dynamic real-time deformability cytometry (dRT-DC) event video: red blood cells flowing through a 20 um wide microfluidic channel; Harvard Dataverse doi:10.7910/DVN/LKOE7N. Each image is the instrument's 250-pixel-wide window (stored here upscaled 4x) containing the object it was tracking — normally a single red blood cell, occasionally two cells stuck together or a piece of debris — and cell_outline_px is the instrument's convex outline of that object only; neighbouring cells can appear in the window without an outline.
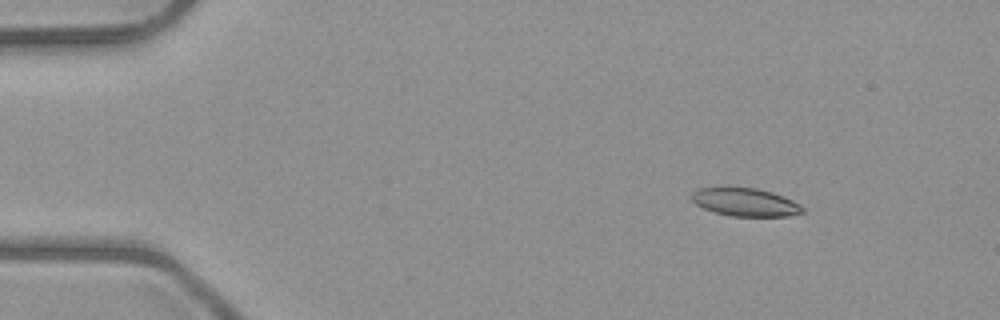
{"species": "common noctule bat (a hibernating species)", "species_latin": "Nyctalus noctula", "temperature_condition": "room temperature", "stored_images_in_passage": 4, "camera_frame_rate_fps": 3000, "um_per_image_px": 0.085, "animal": {"sex": "male", "body_mass_g": 23.1, "forearm_length_mm": 52.7}, "frame": {"image": 1, "passage_image": 1, "time_ms": 0.0, "image_size_px": [1000, 320], "cell_outline_px": [[804, 212], [788, 216], [732, 216], [716, 212], [704, 208], [696, 204], [688, 196], [692, 192], [700, 188], [728, 184], [756, 188], [772, 192], [784, 196], [800, 204], [804, 208]], "centroid_in_image_um": [63.3, 17.13], "position_along_channel_um": 21.7, "area_um2": 18.84}}
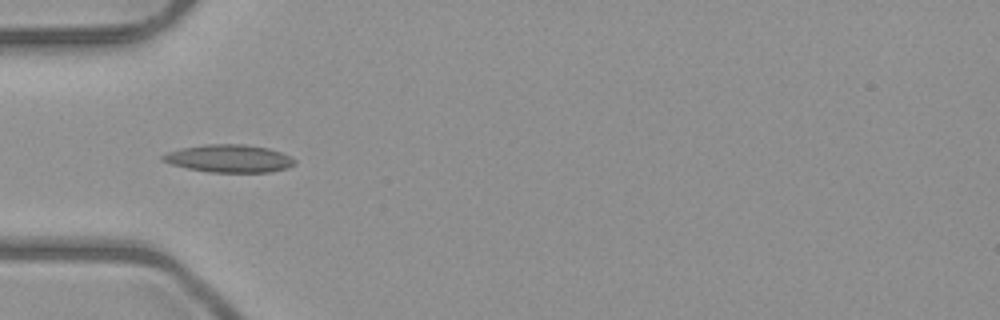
{"frame": {"image": 2, "passage_image": 4, "time_ms": 3.333, "image_size_px": [1000, 320], "cell_outline_px": [[296, 164], [288, 168], [272, 172], [208, 172], [188, 168], [172, 164], [160, 160], [160, 156], [168, 152], [180, 148], [204, 144], [244, 144], [268, 148], [280, 152], [296, 160]], "centroid_in_image_um": [19.47, 13.47], "position_along_channel_um": 65.5, "area_um2": 21.39}}